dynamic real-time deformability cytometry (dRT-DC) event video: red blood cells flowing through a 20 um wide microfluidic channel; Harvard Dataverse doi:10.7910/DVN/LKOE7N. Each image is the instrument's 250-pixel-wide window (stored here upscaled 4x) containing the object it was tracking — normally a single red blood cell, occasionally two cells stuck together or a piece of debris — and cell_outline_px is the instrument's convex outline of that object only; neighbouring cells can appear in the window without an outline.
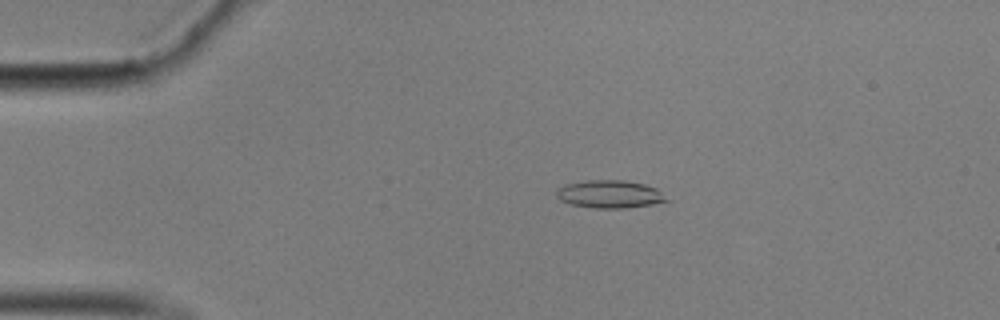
{"species": "common noctule bat (a hibernating species)", "species_latin": "Nyctalus noctula", "temperature_condition": "cold", "stored_images_in_passage": 49, "camera_frame_rate_fps": 3000, "um_per_image_px": 0.085, "animal": {"sex": "male", "body_mass_g": 17.9}, "frame": {"image": 1, "passage_image": 4, "time_ms": 1.0, "image_size_px": [1000, 320], "cell_outline_px": [[672, 200], [652, 204], [628, 208], [592, 208], [572, 204], [560, 200], [556, 196], [556, 188], [564, 184], [588, 180], [624, 180], [644, 184], [656, 188]], "centroid_in_image_um": [51.83, 16.5], "position_along_channel_um": 33.2, "area_um2": 18.03}}
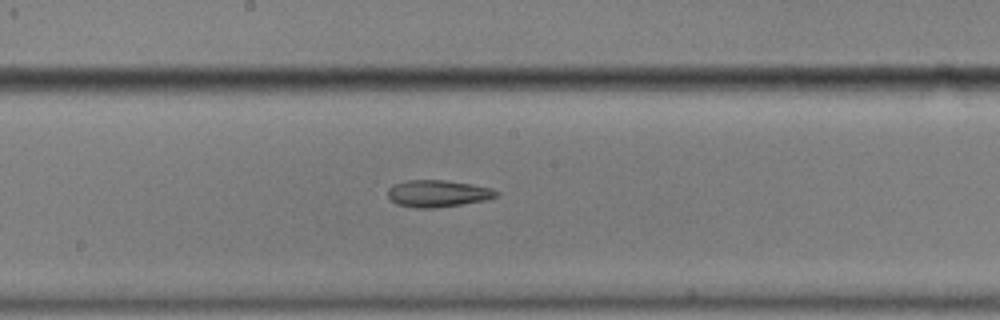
{"frame": {"image": 2, "passage_image": 23, "time_ms": 7.333, "image_size_px": [1000, 320], "cell_outline_px": [[500, 196], [484, 200], [436, 208], [416, 208], [396, 204], [388, 196], [388, 188], [392, 184], [408, 180], [444, 180], [472, 184], [492, 188], [500, 192]], "centroid_in_image_um": [37.22, 16.44], "position_along_channel_um": 211.0, "area_um2": 17.11}}
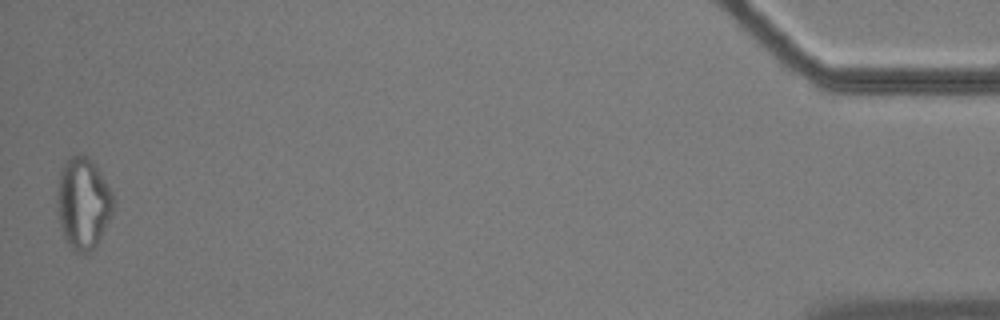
{"frame": {"image": 3, "passage_image": 49, "time_ms": 16.0, "image_size_px": [1000, 320], "cell_outline_px": [[112, 212], [96, 244], [84, 256], [76, 252], [68, 244], [60, 228], [56, 200], [56, 192], [60, 172], [68, 156], [88, 156], [96, 164], [112, 192]], "centroid_in_image_um": [7.03, 17.26], "position_along_channel_um": 428.2, "area_um2": 29.77}, "authors_computed_cell_mechanics": {"area_um2": 17.8602, "velocity_mm_per_s": 3.5184, "shape_relaxation_time_tau1_ms": null, "shape_relaxation_time_tau2_ms": 2.916, "deformation_change_tau1": null, "deformation_change_tau2": 0.1071}}